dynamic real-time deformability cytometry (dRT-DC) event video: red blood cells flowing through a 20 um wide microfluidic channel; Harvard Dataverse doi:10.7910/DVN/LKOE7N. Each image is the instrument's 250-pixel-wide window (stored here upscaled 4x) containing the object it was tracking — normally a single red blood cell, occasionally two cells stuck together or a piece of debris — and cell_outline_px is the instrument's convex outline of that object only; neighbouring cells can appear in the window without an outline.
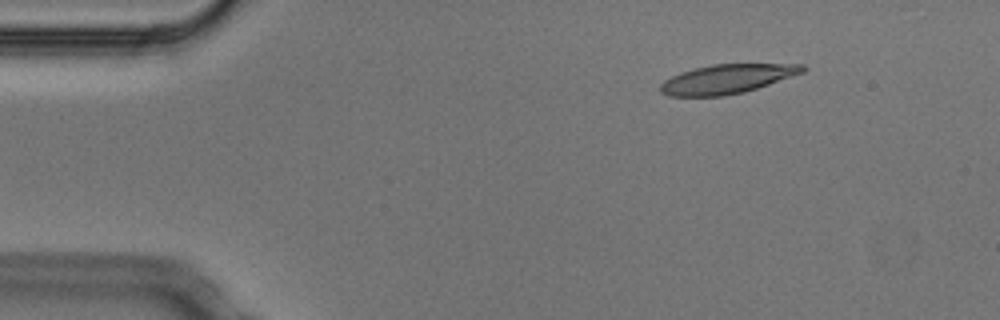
{"species": "Egyptian fruit bat (a non-hibernating species)", "species_latin": "Rousettus aegyptiacus", "temperature_condition": "cold", "stored_images_in_passage": 4, "camera_frame_rate_fps": 3000, "um_per_image_px": 0.085, "animal": {"sex": "male"}, "frame": {"image": 1, "passage_image": 2, "time_ms": 0.333, "image_size_px": [1000, 320], "cell_outline_px": [[808, 68], [804, 72], [744, 92], [724, 96], [668, 96], [660, 92], [660, 84], [664, 80], [680, 72], [712, 64], [804, 64]], "centroid_in_image_um": [61.78, 6.71], "position_along_channel_um": 23.2, "area_um2": 24.1}}